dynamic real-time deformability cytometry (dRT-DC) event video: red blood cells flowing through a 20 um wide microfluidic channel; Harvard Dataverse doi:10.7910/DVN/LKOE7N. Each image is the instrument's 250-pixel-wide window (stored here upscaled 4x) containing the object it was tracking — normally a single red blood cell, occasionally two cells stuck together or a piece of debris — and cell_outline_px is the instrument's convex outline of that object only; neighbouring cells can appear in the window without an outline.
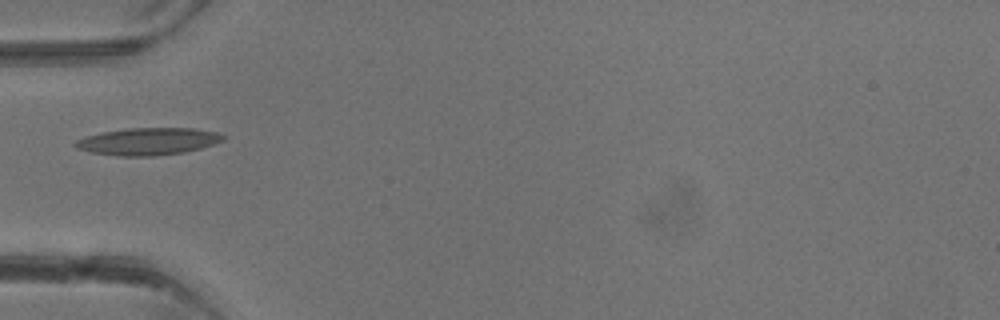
{"species": "common noctule bat (a hibernating species)", "species_latin": "Nyctalus noctula", "temperature_condition": "warm", "stored_images_in_passage": 2, "camera_frame_rate_fps": 3000, "um_per_image_px": 0.085, "animal": {"sex": "male", "body_mass_g": 13.3}, "frame": {"image": 1, "passage_image": 2, "time_ms": 1.333, "image_size_px": [1000, 320], "cell_outline_px": [[228, 136], [224, 140], [200, 148], [184, 152], [156, 156], [120, 156], [92, 152], [76, 148], [72, 144], [76, 140], [100, 132], [128, 128], [192, 128], [216, 132]], "centroid_in_image_um": [12.59, 12.01], "position_along_channel_um": 72.4, "area_um2": 23.41}}